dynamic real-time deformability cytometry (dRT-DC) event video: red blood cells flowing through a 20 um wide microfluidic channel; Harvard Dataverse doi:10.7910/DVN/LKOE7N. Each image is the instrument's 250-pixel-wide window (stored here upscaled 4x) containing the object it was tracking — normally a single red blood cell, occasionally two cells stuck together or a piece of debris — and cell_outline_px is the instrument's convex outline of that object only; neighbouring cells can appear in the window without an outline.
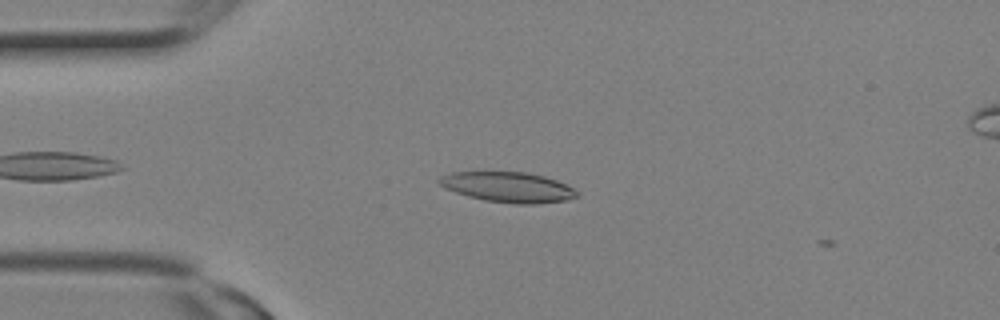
{"species": "Egyptian fruit bat (a non-hibernating species)", "species_latin": "Rousettus aegyptiacus", "temperature_condition": "room temperature", "stored_images_in_passage": 6, "camera_frame_rate_fps": 3000, "um_per_image_px": 0.085, "animal": {"sex": "female"}, "frame": {"image": 1, "passage_image": 4, "time_ms": 1.0, "image_size_px": [1000, 320], "cell_outline_px": [[580, 196], [568, 200], [536, 204], [516, 204], [484, 200], [468, 196], [444, 188], [436, 180], [440, 176], [452, 172], [528, 172], [544, 176], [556, 180], [580, 192]], "centroid_in_image_um": [43.2, 15.91], "position_along_channel_um": 41.8, "area_um2": 24.39}}